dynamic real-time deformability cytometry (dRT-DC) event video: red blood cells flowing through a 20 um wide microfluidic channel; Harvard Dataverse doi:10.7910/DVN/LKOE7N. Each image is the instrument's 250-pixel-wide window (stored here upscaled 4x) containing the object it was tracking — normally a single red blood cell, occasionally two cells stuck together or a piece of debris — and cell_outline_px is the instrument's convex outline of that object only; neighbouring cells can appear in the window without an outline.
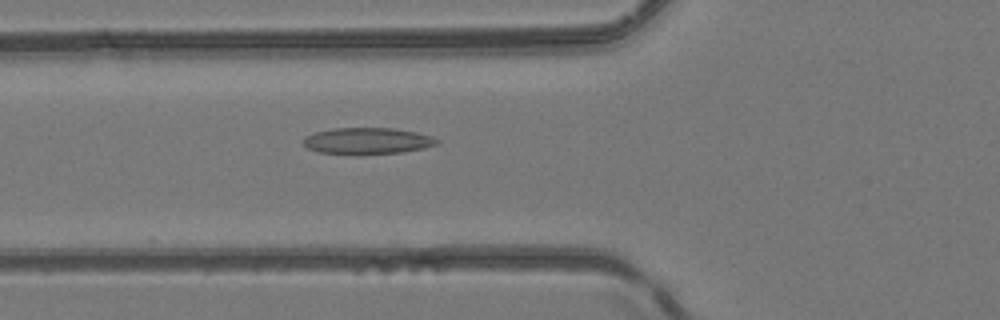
{"species": "common noctule bat (a hibernating species)", "species_latin": "Nyctalus noctula", "temperature_condition": "room temperature", "stored_images_in_passage": 50, "camera_frame_rate_fps": 3000, "um_per_image_px": 0.085, "animal": {"sex": "female", "body_mass_g": 24.6, "forearm_length_mm": 56.2}, "frame": {"image": 1, "passage_image": 19, "time_ms": 6.0, "image_size_px": [1000, 320], "cell_outline_px": [[440, 144], [424, 148], [400, 152], [360, 156], [320, 152], [308, 148], [300, 140], [304, 136], [316, 132], [332, 128], [392, 128], [416, 132], [432, 136], [440, 140]], "centroid_in_image_um": [31.22, 11.99], "position_along_channel_um": 94.6, "area_um2": 21.1}}
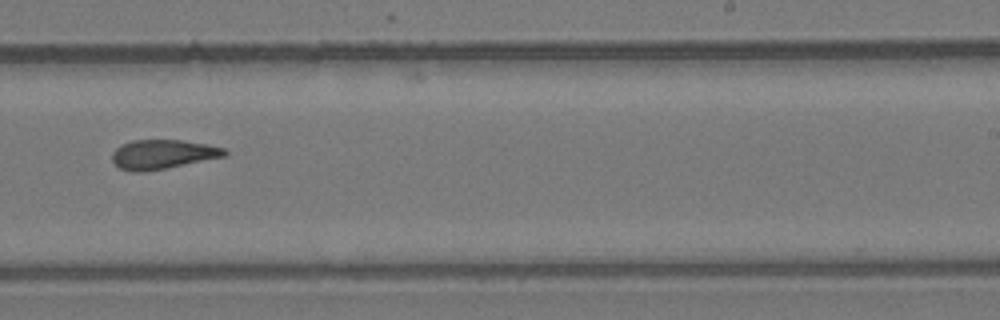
{"frame": {"image": 2, "passage_image": 32, "time_ms": 10.333, "image_size_px": [1000, 320], "cell_outline_px": [[228, 156], [144, 172], [132, 172], [120, 168], [112, 160], [112, 152], [120, 144], [132, 140], [180, 140], [208, 144], [224, 148], [228, 152]], "centroid_in_image_um": [13.84, 13.11], "position_along_channel_um": 275.2, "area_um2": 19.31}}
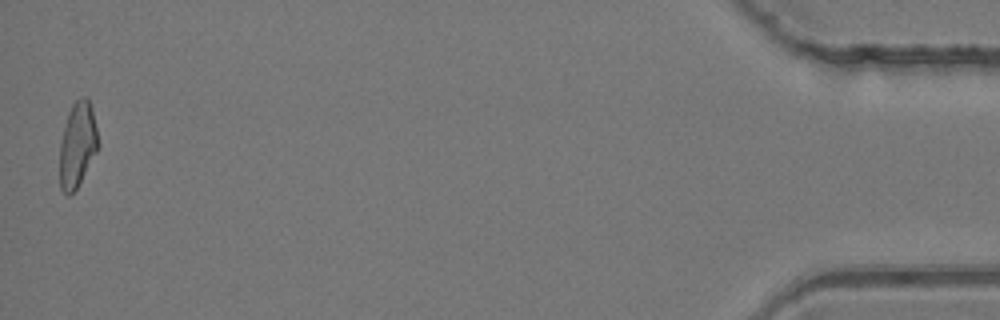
{"frame": {"image": 3, "passage_image": 50, "time_ms": 16.333, "image_size_px": [1000, 320], "cell_outline_px": [[96, 152], [76, 188], [68, 196], [60, 188], [60, 140], [68, 112], [72, 104], [80, 96], [88, 96], [92, 108], [96, 128]], "centroid_in_image_um": [6.55, 12.25], "position_along_channel_um": 428.7, "area_um2": 18.67}, "authors_computed_cell_mechanics": {"area_um2": 19.6809, "velocity_mm_per_s": 4.1528, "shape_relaxation_time_tau1_ms": 9.0201, "shape_relaxation_time_tau2_ms": 4.3479, "deformation_change_tau1": 0.2039, "deformation_change_tau2": 0.1526}}